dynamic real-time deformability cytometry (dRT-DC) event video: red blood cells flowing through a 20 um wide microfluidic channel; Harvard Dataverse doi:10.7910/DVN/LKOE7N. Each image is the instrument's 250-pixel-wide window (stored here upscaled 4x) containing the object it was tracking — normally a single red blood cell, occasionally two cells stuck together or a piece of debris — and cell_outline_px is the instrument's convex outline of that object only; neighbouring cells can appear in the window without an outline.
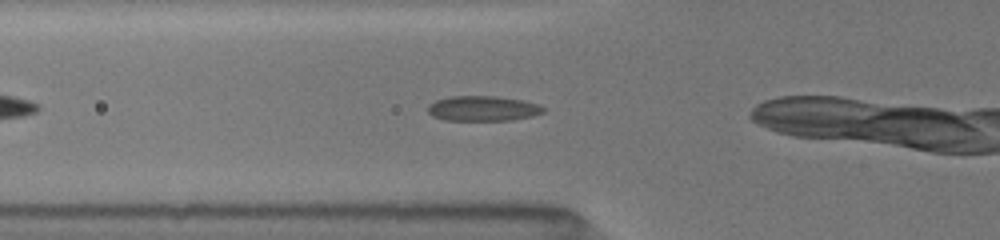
{"species": "common noctule bat (a hibernating species)", "species_latin": "Nyctalus noctula", "temperature_condition": "room temperature", "stored_images_in_passage": 10, "camera_frame_rate_fps": 3000, "um_per_image_px": 0.085, "animal": {"sex": "female", "body_mass_g": 19.5, "forearm_length_mm": 54.1}, "frame": {"image": 1, "passage_image": 4, "time_ms": 1.0, "image_size_px": [1000, 240], "cell_outline_px": [[544, 112], [532, 116], [512, 120], [444, 120], [432, 116], [428, 112], [428, 104], [436, 100], [448, 96], [496, 96], [524, 100], [540, 104], [544, 108]], "centroid_in_image_um": [41.04, 9.21], "position_along_channel_um": 84.8, "area_um2": 17.05}}